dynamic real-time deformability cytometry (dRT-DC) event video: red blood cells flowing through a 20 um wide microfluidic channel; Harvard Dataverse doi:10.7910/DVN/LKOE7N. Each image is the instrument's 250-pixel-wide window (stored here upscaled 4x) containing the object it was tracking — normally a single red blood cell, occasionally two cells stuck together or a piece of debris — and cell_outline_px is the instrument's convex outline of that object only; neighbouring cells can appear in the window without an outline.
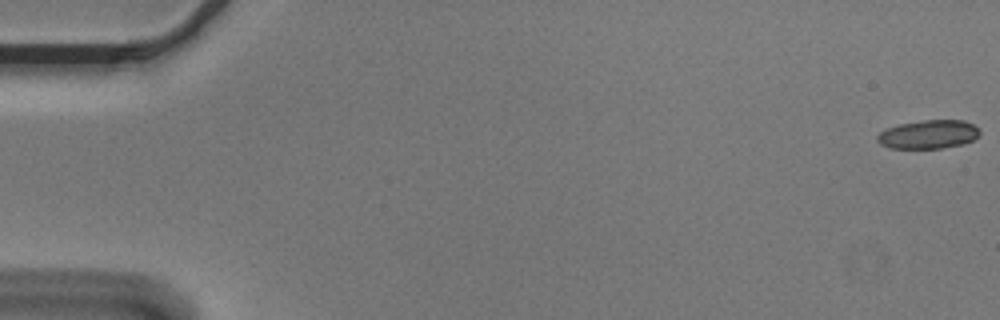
{"species": "Egyptian fruit bat (a non-hibernating species)", "species_latin": "Rousettus aegyptiacus", "temperature_condition": "cold", "stored_images_in_passage": 56, "camera_frame_rate_fps": 3000, "um_per_image_px": 0.085, "animal": {"sex": "male"}, "frame": {"image": 1, "passage_image": 1, "time_ms": 0.0, "image_size_px": [1000, 320], "cell_outline_px": [[980, 132], [972, 140], [964, 144], [940, 148], [892, 148], [880, 144], [876, 140], [876, 136], [884, 128], [900, 124], [924, 120], [964, 120], [980, 128]], "centroid_in_image_um": [78.9, 11.41], "position_along_channel_um": 6.1, "area_um2": 17.11}}
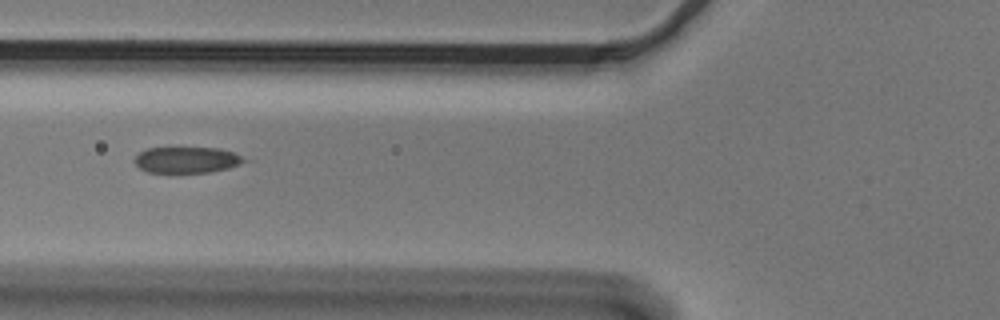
{"frame": {"image": 2, "passage_image": 22, "time_ms": 7.0, "image_size_px": [1000, 320], "cell_outline_px": [[252, 160], [228, 168], [208, 172], [148, 172], [140, 168], [132, 160], [140, 152], [148, 148], [220, 148], [236, 152]], "centroid_in_image_um": [15.95, 13.58], "position_along_channel_um": 109.8, "area_um2": 16.82}}
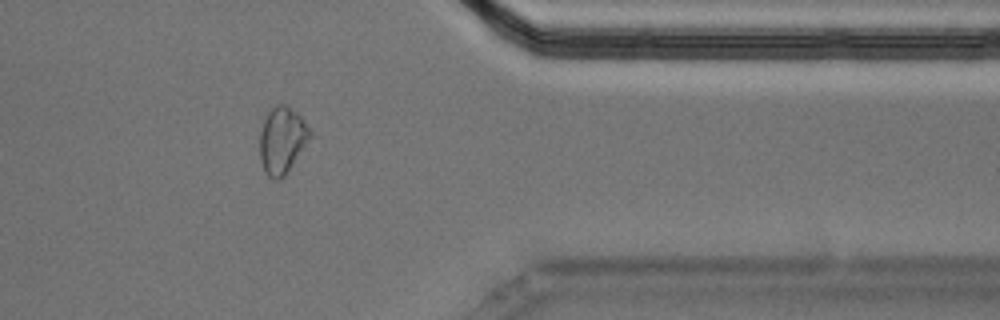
{"frame": {"image": 3, "passage_image": 46, "time_ms": 15.0, "image_size_px": [1000, 320], "cell_outline_px": [[312, 136], [288, 172], [284, 176], [276, 180], [272, 180], [264, 172], [260, 160], [260, 132], [264, 120], [268, 112], [276, 104], [284, 104], [296, 112], [300, 116], [312, 132]], "centroid_in_image_um": [23.98, 11.95], "position_along_channel_um": 387.4, "area_um2": 19.54}, "authors_computed_cell_mechanics": {"area_um2": 18.0336, "velocity_mm_per_s": 3.6362, "shape_relaxation_time_tau1_ms": null, "shape_relaxation_time_tau2_ms": 2.1341, "deformation_change_tau1": null, "deformation_change_tau2": 0.0865}}